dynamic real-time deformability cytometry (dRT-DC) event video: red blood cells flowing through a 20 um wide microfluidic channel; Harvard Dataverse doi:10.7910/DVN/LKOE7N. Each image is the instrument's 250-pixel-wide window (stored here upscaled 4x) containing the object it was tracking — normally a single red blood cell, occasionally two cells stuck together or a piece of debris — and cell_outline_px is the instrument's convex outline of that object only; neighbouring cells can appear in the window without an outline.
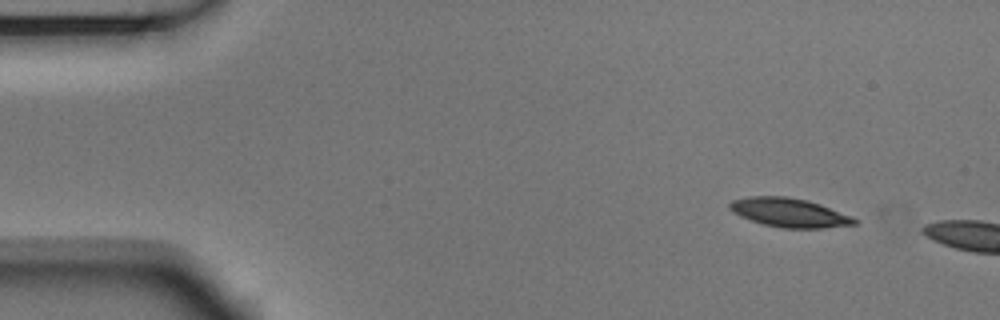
{"species": "Egyptian fruit bat (a non-hibernating species)", "species_latin": "Rousettus aegyptiacus", "temperature_condition": "room temperature", "stored_images_in_passage": 3, "camera_frame_rate_fps": 3000, "um_per_image_px": 0.085, "animal": {"sex": "male"}, "frame": {"image": 1, "passage_image": 1, "time_ms": 0.0, "image_size_px": [1000, 320], "cell_outline_px": [[860, 220], [856, 224], [820, 228], [780, 228], [764, 224], [740, 216], [732, 212], [728, 208], [728, 204], [732, 200], [752, 196], [788, 196], [808, 200], [820, 204], [852, 216]], "centroid_in_image_um": [67.09, 18.07], "position_along_channel_um": 17.9, "area_um2": 21.1}}